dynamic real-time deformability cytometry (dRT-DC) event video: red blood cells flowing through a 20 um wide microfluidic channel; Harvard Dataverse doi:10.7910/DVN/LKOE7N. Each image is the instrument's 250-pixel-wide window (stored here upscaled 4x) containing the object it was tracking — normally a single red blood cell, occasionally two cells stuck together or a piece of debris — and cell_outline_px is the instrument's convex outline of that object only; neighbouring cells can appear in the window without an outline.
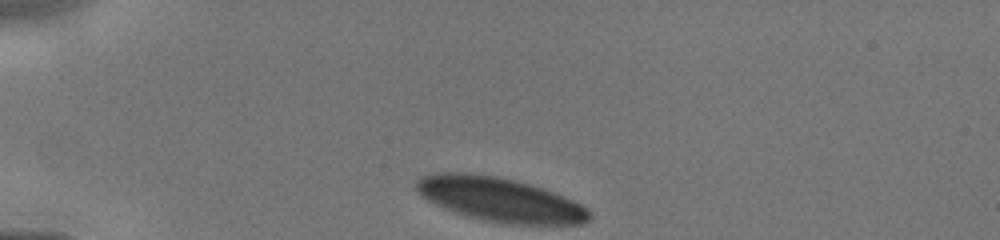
{"species": "human", "species_latin": "Homo sapiens", "temperature_condition": "cold", "stored_images_in_passage": 29, "camera_frame_rate_fps": 3000, "um_per_image_px": 0.085, "donor": {"sex": "male"}, "frame": {"image": 1, "passage_image": 1, "time_ms": 0.0, "image_size_px": [1000, 240], "cell_outline_px": [[592, 216], [584, 224], [504, 224], [484, 220], [468, 216], [444, 208], [420, 196], [416, 192], [416, 180], [424, 176], [436, 172], [468, 172], [496, 176], [516, 180], [532, 184], [572, 200], [588, 208], [592, 212]], "centroid_in_image_um": [42.48, 16.95], "position_along_channel_um": 42.5, "area_um2": 44.62}}
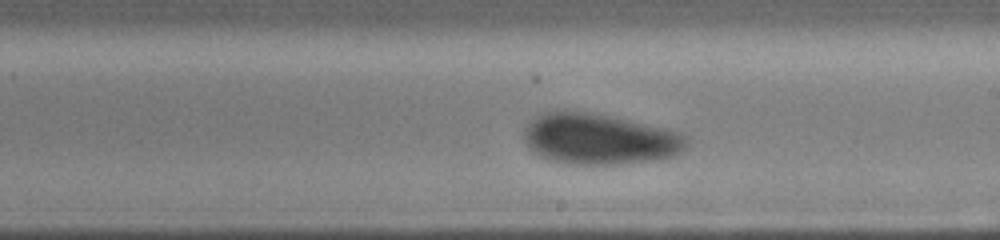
{"frame": {"image": 2, "passage_image": 17, "time_ms": 5.333, "image_size_px": [1000, 240], "cell_outline_px": [[688, 144], [680, 152], [672, 156], [648, 160], [620, 164], [568, 164], [552, 160], [540, 156], [524, 140], [524, 128], [536, 116], [544, 112], [588, 112], [660, 128], [676, 132], [688, 136]], "centroid_in_image_um": [50.92, 11.84], "position_along_channel_um": 238.1, "area_um2": 46.93}}
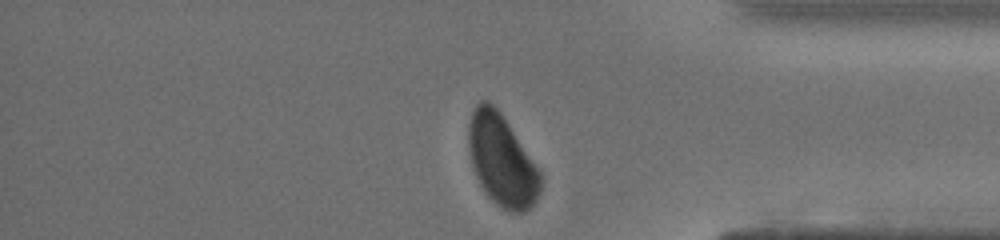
{"frame": {"image": 3, "passage_image": 28, "time_ms": 9.0, "image_size_px": [1000, 240], "cell_outline_px": [[540, 192], [536, 200], [524, 212], [512, 212], [496, 204], [484, 192], [476, 176], [472, 164], [468, 148], [468, 124], [472, 108], [480, 100], [488, 100], [500, 112], [540, 172]], "centroid_in_image_um": [42.6, 13.61], "position_along_channel_um": 392.6, "area_um2": 37.8}}